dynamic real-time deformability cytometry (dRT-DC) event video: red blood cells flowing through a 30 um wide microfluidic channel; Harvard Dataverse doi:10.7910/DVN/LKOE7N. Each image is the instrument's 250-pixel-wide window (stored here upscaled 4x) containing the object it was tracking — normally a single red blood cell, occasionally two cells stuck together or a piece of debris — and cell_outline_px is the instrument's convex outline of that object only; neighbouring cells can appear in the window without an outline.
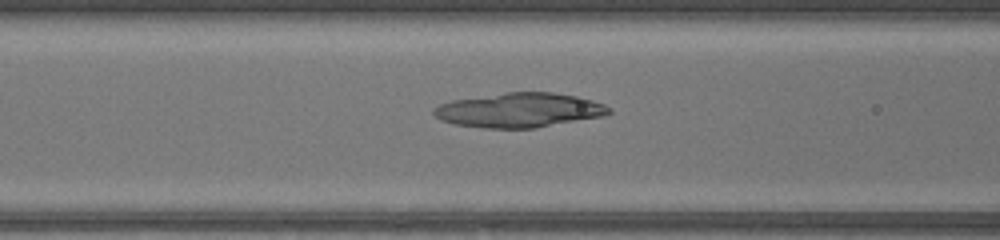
{"species": "common noctule bat (a hibernating species)", "species_latin": "Nyctalus noctula", "temperature_condition": "warm", "stored_images_in_passage": 35, "camera_frame_rate_fps": 3000, "um_per_image_px": 0.085, "animal": {"sex": "female", "body_mass_g": 17.0, "forearm_length_mm": 48.0}, "frame": {"image": 1, "passage_image": 6, "time_ms": 1.667, "image_size_px": [1000, 240], "cell_outline_px": [[612, 112], [604, 116], [536, 128], [484, 128], [456, 124], [440, 120], [432, 112], [432, 108], [440, 104], [452, 100], [504, 92], [552, 92], [576, 96], [592, 100], [604, 104], [612, 108]], "centroid_in_image_um": [44.15, 9.36], "position_along_channel_um": 122.4, "area_um2": 35.37}}
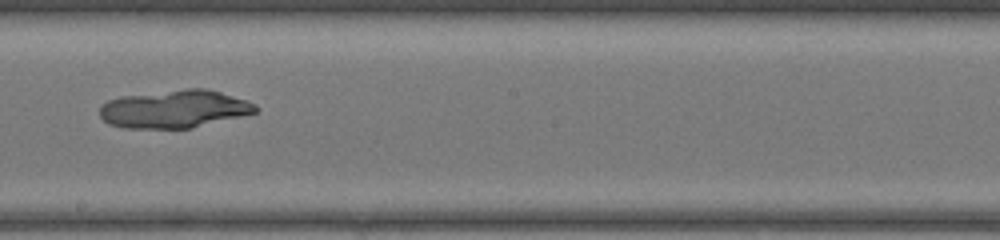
{"frame": {"image": 2, "passage_image": 14, "time_ms": 4.333, "image_size_px": [1000, 240], "cell_outline_px": [[260, 108], [256, 112], [192, 128], [124, 128], [108, 124], [100, 116], [100, 108], [108, 100], [120, 96], [184, 88], [204, 88], [220, 92], [256, 104]], "centroid_in_image_um": [14.8, 9.26], "position_along_channel_um": 233.4, "area_um2": 34.33}}
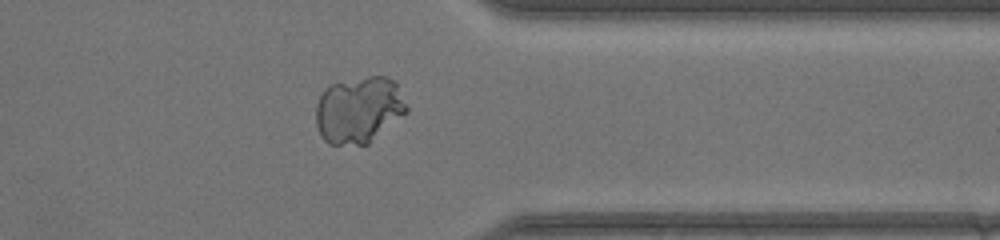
{"frame": {"image": 3, "passage_image": 25, "time_ms": 8.0, "image_size_px": [1000, 240], "cell_outline_px": [[408, 112], [368, 144], [328, 144], [320, 136], [316, 124], [316, 104], [324, 88], [328, 84], [368, 76], [388, 76], [396, 80], [408, 108]], "centroid_in_image_um": [30.51, 9.32], "position_along_channel_um": 380.9, "area_um2": 35.66}}